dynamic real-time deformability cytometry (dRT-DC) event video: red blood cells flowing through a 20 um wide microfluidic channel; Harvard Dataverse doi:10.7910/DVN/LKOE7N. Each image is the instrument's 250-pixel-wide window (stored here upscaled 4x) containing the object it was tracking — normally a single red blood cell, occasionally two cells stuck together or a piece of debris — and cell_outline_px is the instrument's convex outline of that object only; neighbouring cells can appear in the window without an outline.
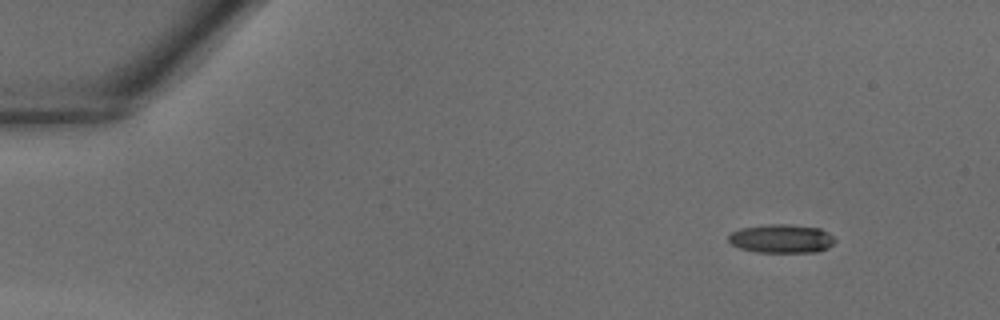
{"species": "common noctule bat (a hibernating species)", "species_latin": "Nyctalus noctula", "temperature_condition": "warm", "stored_images_in_passage": 37, "camera_frame_rate_fps": 3000, "um_per_image_px": 0.085, "animal": {"sex": "male", "body_mass_g": 18.8}, "frame": {"image": 1, "passage_image": 1, "time_ms": 0.0, "image_size_px": [1000, 320], "cell_outline_px": [[836, 240], [828, 248], [820, 252], [756, 252], [740, 248], [732, 244], [728, 240], [728, 236], [732, 232], [740, 228], [764, 224], [788, 224], [820, 228], [832, 236]], "centroid_in_image_um": [66.42, 20.28], "position_along_channel_um": 18.6, "area_um2": 17.86}}
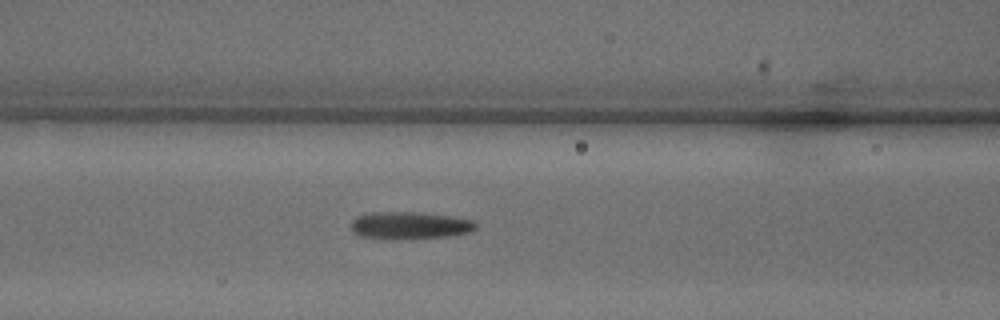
{"frame": {"image": 2, "passage_image": 14, "time_ms": 4.333, "image_size_px": [1000, 320], "cell_outline_px": [[476, 228], [472, 232], [448, 236], [396, 240], [384, 240], [360, 236], [352, 232], [352, 220], [360, 216], [372, 212], [404, 212], [448, 216], [472, 220], [476, 224]], "centroid_in_image_um": [34.79, 19.19], "position_along_channel_um": 131.8, "area_um2": 19.83}}
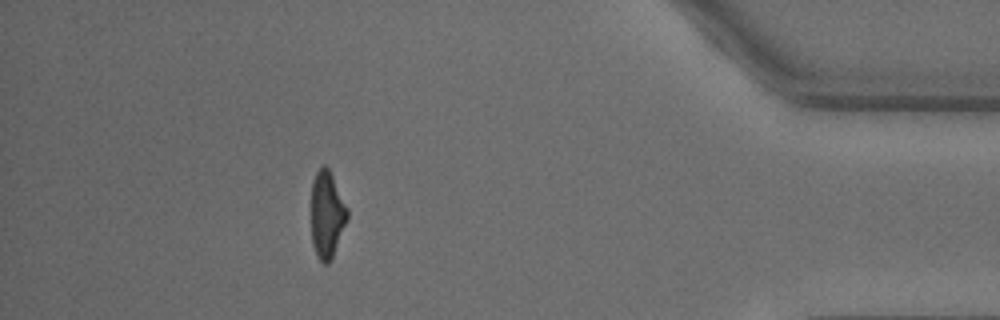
{"frame": {"image": 3, "passage_image": 33, "time_ms": 10.667, "image_size_px": [1000, 320], "cell_outline_px": [[348, 220], [332, 256], [328, 264], [324, 264], [320, 260], [312, 244], [312, 180], [316, 172], [324, 164], [328, 168], [348, 208]], "centroid_in_image_um": [27.8, 18.23], "position_along_channel_um": 407.4, "area_um2": 18.03}}